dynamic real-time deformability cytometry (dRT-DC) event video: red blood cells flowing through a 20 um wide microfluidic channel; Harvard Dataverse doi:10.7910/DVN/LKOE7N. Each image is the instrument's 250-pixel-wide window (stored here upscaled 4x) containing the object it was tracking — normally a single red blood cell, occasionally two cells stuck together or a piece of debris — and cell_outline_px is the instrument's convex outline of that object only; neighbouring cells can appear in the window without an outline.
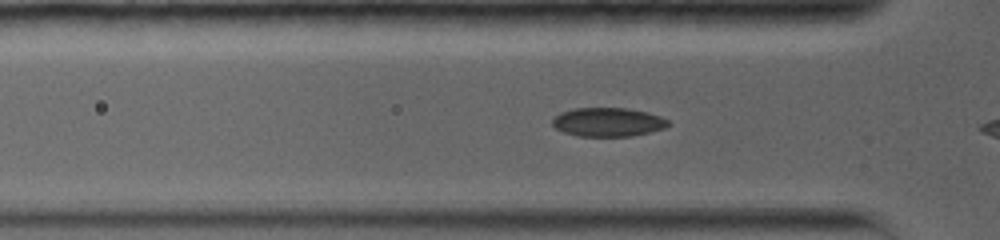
{"species": "common noctule bat (a hibernating species)", "species_latin": "Nyctalus noctula", "temperature_condition": "warm", "stored_images_in_passage": 8, "camera_frame_rate_fps": 5000, "um_per_image_px": 0.085, "animal": {"sex": "female", "body_mass_g": 19.0, "forearm_length_mm": 56.7}, "frame": {"image": 1, "passage_image": 5, "time_ms": 1.2, "image_size_px": [1000, 240], "cell_outline_px": [[668, 124], [664, 128], [632, 136], [576, 136], [564, 132], [556, 128], [552, 124], [552, 120], [560, 112], [572, 108], [628, 108], [648, 112], [660, 116], [668, 120]], "centroid_in_image_um": [51.65, 10.37], "position_along_channel_um": 74.2, "area_um2": 19.42}}